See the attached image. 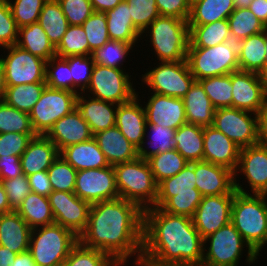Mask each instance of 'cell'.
<instances>
[{
  "mask_svg": "<svg viewBox=\"0 0 267 266\" xmlns=\"http://www.w3.org/2000/svg\"><path fill=\"white\" fill-rule=\"evenodd\" d=\"M196 188L202 195L215 196L234 194V172L208 161H195Z\"/></svg>",
  "mask_w": 267,
  "mask_h": 266,
  "instance_id": "obj_20",
  "label": "cell"
},
{
  "mask_svg": "<svg viewBox=\"0 0 267 266\" xmlns=\"http://www.w3.org/2000/svg\"><path fill=\"white\" fill-rule=\"evenodd\" d=\"M12 264L13 266H37L29 251L17 254Z\"/></svg>",
  "mask_w": 267,
  "mask_h": 266,
  "instance_id": "obj_65",
  "label": "cell"
},
{
  "mask_svg": "<svg viewBox=\"0 0 267 266\" xmlns=\"http://www.w3.org/2000/svg\"><path fill=\"white\" fill-rule=\"evenodd\" d=\"M31 229L55 223L48 197L30 192L15 210Z\"/></svg>",
  "mask_w": 267,
  "mask_h": 266,
  "instance_id": "obj_35",
  "label": "cell"
},
{
  "mask_svg": "<svg viewBox=\"0 0 267 266\" xmlns=\"http://www.w3.org/2000/svg\"><path fill=\"white\" fill-rule=\"evenodd\" d=\"M248 8L267 28V0H253Z\"/></svg>",
  "mask_w": 267,
  "mask_h": 266,
  "instance_id": "obj_63",
  "label": "cell"
},
{
  "mask_svg": "<svg viewBox=\"0 0 267 266\" xmlns=\"http://www.w3.org/2000/svg\"><path fill=\"white\" fill-rule=\"evenodd\" d=\"M14 211L8 202L7 194L4 187L0 181V214H5Z\"/></svg>",
  "mask_w": 267,
  "mask_h": 266,
  "instance_id": "obj_67",
  "label": "cell"
},
{
  "mask_svg": "<svg viewBox=\"0 0 267 266\" xmlns=\"http://www.w3.org/2000/svg\"><path fill=\"white\" fill-rule=\"evenodd\" d=\"M7 194L10 207L15 211L31 192L28 178L25 174L12 179L1 180Z\"/></svg>",
  "mask_w": 267,
  "mask_h": 266,
  "instance_id": "obj_58",
  "label": "cell"
},
{
  "mask_svg": "<svg viewBox=\"0 0 267 266\" xmlns=\"http://www.w3.org/2000/svg\"><path fill=\"white\" fill-rule=\"evenodd\" d=\"M82 27L87 36L90 55L110 40L105 13L93 12L92 15L82 24Z\"/></svg>",
  "mask_w": 267,
  "mask_h": 266,
  "instance_id": "obj_51",
  "label": "cell"
},
{
  "mask_svg": "<svg viewBox=\"0 0 267 266\" xmlns=\"http://www.w3.org/2000/svg\"><path fill=\"white\" fill-rule=\"evenodd\" d=\"M62 266H121L109 254L87 248L78 242Z\"/></svg>",
  "mask_w": 267,
  "mask_h": 266,
  "instance_id": "obj_45",
  "label": "cell"
},
{
  "mask_svg": "<svg viewBox=\"0 0 267 266\" xmlns=\"http://www.w3.org/2000/svg\"><path fill=\"white\" fill-rule=\"evenodd\" d=\"M55 223L79 237L88 225L91 204L74 192L52 191L48 196Z\"/></svg>",
  "mask_w": 267,
  "mask_h": 266,
  "instance_id": "obj_16",
  "label": "cell"
},
{
  "mask_svg": "<svg viewBox=\"0 0 267 266\" xmlns=\"http://www.w3.org/2000/svg\"><path fill=\"white\" fill-rule=\"evenodd\" d=\"M113 167L119 198L137 204L142 210L155 205L158 184L147 160L137 157Z\"/></svg>",
  "mask_w": 267,
  "mask_h": 266,
  "instance_id": "obj_5",
  "label": "cell"
},
{
  "mask_svg": "<svg viewBox=\"0 0 267 266\" xmlns=\"http://www.w3.org/2000/svg\"><path fill=\"white\" fill-rule=\"evenodd\" d=\"M203 160L224 166L235 172L239 162L240 147L213 126L204 127Z\"/></svg>",
  "mask_w": 267,
  "mask_h": 266,
  "instance_id": "obj_21",
  "label": "cell"
},
{
  "mask_svg": "<svg viewBox=\"0 0 267 266\" xmlns=\"http://www.w3.org/2000/svg\"><path fill=\"white\" fill-rule=\"evenodd\" d=\"M117 107L118 104L91 97L83 92L77 94L76 108L88 123L93 135L115 126Z\"/></svg>",
  "mask_w": 267,
  "mask_h": 266,
  "instance_id": "obj_23",
  "label": "cell"
},
{
  "mask_svg": "<svg viewBox=\"0 0 267 266\" xmlns=\"http://www.w3.org/2000/svg\"><path fill=\"white\" fill-rule=\"evenodd\" d=\"M122 1L123 0H90L94 12L102 13L114 9Z\"/></svg>",
  "mask_w": 267,
  "mask_h": 266,
  "instance_id": "obj_64",
  "label": "cell"
},
{
  "mask_svg": "<svg viewBox=\"0 0 267 266\" xmlns=\"http://www.w3.org/2000/svg\"><path fill=\"white\" fill-rule=\"evenodd\" d=\"M123 68H111L95 63L89 86L83 93L118 105L131 101L137 90L131 81V73Z\"/></svg>",
  "mask_w": 267,
  "mask_h": 266,
  "instance_id": "obj_9",
  "label": "cell"
},
{
  "mask_svg": "<svg viewBox=\"0 0 267 266\" xmlns=\"http://www.w3.org/2000/svg\"><path fill=\"white\" fill-rule=\"evenodd\" d=\"M231 223L250 248L260 256L259 252L267 245V195L235 191Z\"/></svg>",
  "mask_w": 267,
  "mask_h": 266,
  "instance_id": "obj_3",
  "label": "cell"
},
{
  "mask_svg": "<svg viewBox=\"0 0 267 266\" xmlns=\"http://www.w3.org/2000/svg\"><path fill=\"white\" fill-rule=\"evenodd\" d=\"M79 242L109 254L121 266H128L129 261L140 266L143 210L123 198L91 204L88 225Z\"/></svg>",
  "mask_w": 267,
  "mask_h": 266,
  "instance_id": "obj_1",
  "label": "cell"
},
{
  "mask_svg": "<svg viewBox=\"0 0 267 266\" xmlns=\"http://www.w3.org/2000/svg\"><path fill=\"white\" fill-rule=\"evenodd\" d=\"M45 136L56 145L60 152L67 146L89 141L94 135L88 123L75 108L56 121Z\"/></svg>",
  "mask_w": 267,
  "mask_h": 266,
  "instance_id": "obj_22",
  "label": "cell"
},
{
  "mask_svg": "<svg viewBox=\"0 0 267 266\" xmlns=\"http://www.w3.org/2000/svg\"><path fill=\"white\" fill-rule=\"evenodd\" d=\"M204 127L186 123L180 126L174 134L175 149L188 161L203 160Z\"/></svg>",
  "mask_w": 267,
  "mask_h": 266,
  "instance_id": "obj_36",
  "label": "cell"
},
{
  "mask_svg": "<svg viewBox=\"0 0 267 266\" xmlns=\"http://www.w3.org/2000/svg\"><path fill=\"white\" fill-rule=\"evenodd\" d=\"M257 74L262 86L264 96L267 100V62L264 64V67Z\"/></svg>",
  "mask_w": 267,
  "mask_h": 266,
  "instance_id": "obj_68",
  "label": "cell"
},
{
  "mask_svg": "<svg viewBox=\"0 0 267 266\" xmlns=\"http://www.w3.org/2000/svg\"><path fill=\"white\" fill-rule=\"evenodd\" d=\"M235 10L233 0H191L188 25H206L227 19Z\"/></svg>",
  "mask_w": 267,
  "mask_h": 266,
  "instance_id": "obj_34",
  "label": "cell"
},
{
  "mask_svg": "<svg viewBox=\"0 0 267 266\" xmlns=\"http://www.w3.org/2000/svg\"><path fill=\"white\" fill-rule=\"evenodd\" d=\"M19 27L7 0H0V48L16 45Z\"/></svg>",
  "mask_w": 267,
  "mask_h": 266,
  "instance_id": "obj_54",
  "label": "cell"
},
{
  "mask_svg": "<svg viewBox=\"0 0 267 266\" xmlns=\"http://www.w3.org/2000/svg\"><path fill=\"white\" fill-rule=\"evenodd\" d=\"M266 62V30L238 42L239 70L258 73Z\"/></svg>",
  "mask_w": 267,
  "mask_h": 266,
  "instance_id": "obj_32",
  "label": "cell"
},
{
  "mask_svg": "<svg viewBox=\"0 0 267 266\" xmlns=\"http://www.w3.org/2000/svg\"><path fill=\"white\" fill-rule=\"evenodd\" d=\"M160 16L175 17L187 20L191 11V0H156Z\"/></svg>",
  "mask_w": 267,
  "mask_h": 266,
  "instance_id": "obj_59",
  "label": "cell"
},
{
  "mask_svg": "<svg viewBox=\"0 0 267 266\" xmlns=\"http://www.w3.org/2000/svg\"><path fill=\"white\" fill-rule=\"evenodd\" d=\"M105 15L110 40L121 41L131 45H138L142 40V33L133 25L129 6L125 0L120 2L114 9L107 10Z\"/></svg>",
  "mask_w": 267,
  "mask_h": 266,
  "instance_id": "obj_29",
  "label": "cell"
},
{
  "mask_svg": "<svg viewBox=\"0 0 267 266\" xmlns=\"http://www.w3.org/2000/svg\"><path fill=\"white\" fill-rule=\"evenodd\" d=\"M77 93L46 86L29 113L36 135H46L53 124L76 108Z\"/></svg>",
  "mask_w": 267,
  "mask_h": 266,
  "instance_id": "obj_11",
  "label": "cell"
},
{
  "mask_svg": "<svg viewBox=\"0 0 267 266\" xmlns=\"http://www.w3.org/2000/svg\"><path fill=\"white\" fill-rule=\"evenodd\" d=\"M204 239L190 217L143 210L140 266H202Z\"/></svg>",
  "mask_w": 267,
  "mask_h": 266,
  "instance_id": "obj_2",
  "label": "cell"
},
{
  "mask_svg": "<svg viewBox=\"0 0 267 266\" xmlns=\"http://www.w3.org/2000/svg\"><path fill=\"white\" fill-rule=\"evenodd\" d=\"M78 242L71 230L54 223L31 230L28 251L37 266H62Z\"/></svg>",
  "mask_w": 267,
  "mask_h": 266,
  "instance_id": "obj_6",
  "label": "cell"
},
{
  "mask_svg": "<svg viewBox=\"0 0 267 266\" xmlns=\"http://www.w3.org/2000/svg\"><path fill=\"white\" fill-rule=\"evenodd\" d=\"M133 25L142 33L157 17L160 16L156 0H125Z\"/></svg>",
  "mask_w": 267,
  "mask_h": 266,
  "instance_id": "obj_53",
  "label": "cell"
},
{
  "mask_svg": "<svg viewBox=\"0 0 267 266\" xmlns=\"http://www.w3.org/2000/svg\"><path fill=\"white\" fill-rule=\"evenodd\" d=\"M175 132L176 130L161 125L146 124L145 137L137 149L138 157L147 160L155 154L174 150Z\"/></svg>",
  "mask_w": 267,
  "mask_h": 266,
  "instance_id": "obj_38",
  "label": "cell"
},
{
  "mask_svg": "<svg viewBox=\"0 0 267 266\" xmlns=\"http://www.w3.org/2000/svg\"><path fill=\"white\" fill-rule=\"evenodd\" d=\"M36 133L9 132L0 134V156H21Z\"/></svg>",
  "mask_w": 267,
  "mask_h": 266,
  "instance_id": "obj_55",
  "label": "cell"
},
{
  "mask_svg": "<svg viewBox=\"0 0 267 266\" xmlns=\"http://www.w3.org/2000/svg\"><path fill=\"white\" fill-rule=\"evenodd\" d=\"M46 86V82L6 86L4 102L19 111L29 114L35 103L40 99Z\"/></svg>",
  "mask_w": 267,
  "mask_h": 266,
  "instance_id": "obj_40",
  "label": "cell"
},
{
  "mask_svg": "<svg viewBox=\"0 0 267 266\" xmlns=\"http://www.w3.org/2000/svg\"><path fill=\"white\" fill-rule=\"evenodd\" d=\"M233 199L234 194L202 197L192 220L203 239L231 222Z\"/></svg>",
  "mask_w": 267,
  "mask_h": 266,
  "instance_id": "obj_17",
  "label": "cell"
},
{
  "mask_svg": "<svg viewBox=\"0 0 267 266\" xmlns=\"http://www.w3.org/2000/svg\"><path fill=\"white\" fill-rule=\"evenodd\" d=\"M144 109L147 124L161 125L162 127L177 130L187 123L185 107L182 98L150 93Z\"/></svg>",
  "mask_w": 267,
  "mask_h": 266,
  "instance_id": "obj_18",
  "label": "cell"
},
{
  "mask_svg": "<svg viewBox=\"0 0 267 266\" xmlns=\"http://www.w3.org/2000/svg\"><path fill=\"white\" fill-rule=\"evenodd\" d=\"M6 91L5 75L2 64L0 63V103L4 101Z\"/></svg>",
  "mask_w": 267,
  "mask_h": 266,
  "instance_id": "obj_69",
  "label": "cell"
},
{
  "mask_svg": "<svg viewBox=\"0 0 267 266\" xmlns=\"http://www.w3.org/2000/svg\"><path fill=\"white\" fill-rule=\"evenodd\" d=\"M48 0H7L17 26L23 27L38 22L44 4Z\"/></svg>",
  "mask_w": 267,
  "mask_h": 266,
  "instance_id": "obj_52",
  "label": "cell"
},
{
  "mask_svg": "<svg viewBox=\"0 0 267 266\" xmlns=\"http://www.w3.org/2000/svg\"><path fill=\"white\" fill-rule=\"evenodd\" d=\"M134 47L139 46L109 40L102 47L95 50L91 56L96 64L123 69V63L126 62L127 57L129 58L131 51L133 53Z\"/></svg>",
  "mask_w": 267,
  "mask_h": 266,
  "instance_id": "obj_43",
  "label": "cell"
},
{
  "mask_svg": "<svg viewBox=\"0 0 267 266\" xmlns=\"http://www.w3.org/2000/svg\"><path fill=\"white\" fill-rule=\"evenodd\" d=\"M16 45L46 62L56 56V48L38 22L19 28Z\"/></svg>",
  "mask_w": 267,
  "mask_h": 266,
  "instance_id": "obj_33",
  "label": "cell"
},
{
  "mask_svg": "<svg viewBox=\"0 0 267 266\" xmlns=\"http://www.w3.org/2000/svg\"><path fill=\"white\" fill-rule=\"evenodd\" d=\"M90 56L89 43L82 25H69L62 40L56 47V56Z\"/></svg>",
  "mask_w": 267,
  "mask_h": 266,
  "instance_id": "obj_46",
  "label": "cell"
},
{
  "mask_svg": "<svg viewBox=\"0 0 267 266\" xmlns=\"http://www.w3.org/2000/svg\"><path fill=\"white\" fill-rule=\"evenodd\" d=\"M47 86L73 92V78L69 62L65 58L52 57L46 63Z\"/></svg>",
  "mask_w": 267,
  "mask_h": 266,
  "instance_id": "obj_49",
  "label": "cell"
},
{
  "mask_svg": "<svg viewBox=\"0 0 267 266\" xmlns=\"http://www.w3.org/2000/svg\"><path fill=\"white\" fill-rule=\"evenodd\" d=\"M38 23L56 48L69 26L62 7L57 0H48L41 10Z\"/></svg>",
  "mask_w": 267,
  "mask_h": 266,
  "instance_id": "obj_39",
  "label": "cell"
},
{
  "mask_svg": "<svg viewBox=\"0 0 267 266\" xmlns=\"http://www.w3.org/2000/svg\"><path fill=\"white\" fill-rule=\"evenodd\" d=\"M74 193L90 204L119 198L114 167L77 171Z\"/></svg>",
  "mask_w": 267,
  "mask_h": 266,
  "instance_id": "obj_15",
  "label": "cell"
},
{
  "mask_svg": "<svg viewBox=\"0 0 267 266\" xmlns=\"http://www.w3.org/2000/svg\"><path fill=\"white\" fill-rule=\"evenodd\" d=\"M212 126L240 148L259 142L258 114L232 107L215 109Z\"/></svg>",
  "mask_w": 267,
  "mask_h": 266,
  "instance_id": "obj_13",
  "label": "cell"
},
{
  "mask_svg": "<svg viewBox=\"0 0 267 266\" xmlns=\"http://www.w3.org/2000/svg\"><path fill=\"white\" fill-rule=\"evenodd\" d=\"M239 173L246 177L244 179L247 180L250 190L240 184ZM234 188L243 194L267 195V146L257 143L240 148L239 162L234 172Z\"/></svg>",
  "mask_w": 267,
  "mask_h": 266,
  "instance_id": "obj_14",
  "label": "cell"
},
{
  "mask_svg": "<svg viewBox=\"0 0 267 266\" xmlns=\"http://www.w3.org/2000/svg\"><path fill=\"white\" fill-rule=\"evenodd\" d=\"M69 25H82L94 12L90 0H57Z\"/></svg>",
  "mask_w": 267,
  "mask_h": 266,
  "instance_id": "obj_57",
  "label": "cell"
},
{
  "mask_svg": "<svg viewBox=\"0 0 267 266\" xmlns=\"http://www.w3.org/2000/svg\"><path fill=\"white\" fill-rule=\"evenodd\" d=\"M253 0H233L235 9L248 8Z\"/></svg>",
  "mask_w": 267,
  "mask_h": 266,
  "instance_id": "obj_70",
  "label": "cell"
},
{
  "mask_svg": "<svg viewBox=\"0 0 267 266\" xmlns=\"http://www.w3.org/2000/svg\"><path fill=\"white\" fill-rule=\"evenodd\" d=\"M202 199L201 194H185L171 197L161 209L173 215L192 218Z\"/></svg>",
  "mask_w": 267,
  "mask_h": 266,
  "instance_id": "obj_56",
  "label": "cell"
},
{
  "mask_svg": "<svg viewBox=\"0 0 267 266\" xmlns=\"http://www.w3.org/2000/svg\"><path fill=\"white\" fill-rule=\"evenodd\" d=\"M47 174L53 191L74 192L77 170L62 156L54 160Z\"/></svg>",
  "mask_w": 267,
  "mask_h": 266,
  "instance_id": "obj_47",
  "label": "cell"
},
{
  "mask_svg": "<svg viewBox=\"0 0 267 266\" xmlns=\"http://www.w3.org/2000/svg\"><path fill=\"white\" fill-rule=\"evenodd\" d=\"M31 230L16 211L0 214V245L10 251H28Z\"/></svg>",
  "mask_w": 267,
  "mask_h": 266,
  "instance_id": "obj_27",
  "label": "cell"
},
{
  "mask_svg": "<svg viewBox=\"0 0 267 266\" xmlns=\"http://www.w3.org/2000/svg\"><path fill=\"white\" fill-rule=\"evenodd\" d=\"M59 156L56 145L44 135H37L20 157L22 172L26 176L47 171Z\"/></svg>",
  "mask_w": 267,
  "mask_h": 266,
  "instance_id": "obj_26",
  "label": "cell"
},
{
  "mask_svg": "<svg viewBox=\"0 0 267 266\" xmlns=\"http://www.w3.org/2000/svg\"><path fill=\"white\" fill-rule=\"evenodd\" d=\"M266 57H267V29H266Z\"/></svg>",
  "mask_w": 267,
  "mask_h": 266,
  "instance_id": "obj_71",
  "label": "cell"
},
{
  "mask_svg": "<svg viewBox=\"0 0 267 266\" xmlns=\"http://www.w3.org/2000/svg\"><path fill=\"white\" fill-rule=\"evenodd\" d=\"M31 192L48 197L53 191L47 171H40L27 176Z\"/></svg>",
  "mask_w": 267,
  "mask_h": 266,
  "instance_id": "obj_61",
  "label": "cell"
},
{
  "mask_svg": "<svg viewBox=\"0 0 267 266\" xmlns=\"http://www.w3.org/2000/svg\"><path fill=\"white\" fill-rule=\"evenodd\" d=\"M215 109L232 107L231 73L198 80Z\"/></svg>",
  "mask_w": 267,
  "mask_h": 266,
  "instance_id": "obj_44",
  "label": "cell"
},
{
  "mask_svg": "<svg viewBox=\"0 0 267 266\" xmlns=\"http://www.w3.org/2000/svg\"><path fill=\"white\" fill-rule=\"evenodd\" d=\"M93 138L110 166L132 161L138 157L137 148L116 125L94 134Z\"/></svg>",
  "mask_w": 267,
  "mask_h": 266,
  "instance_id": "obj_25",
  "label": "cell"
},
{
  "mask_svg": "<svg viewBox=\"0 0 267 266\" xmlns=\"http://www.w3.org/2000/svg\"><path fill=\"white\" fill-rule=\"evenodd\" d=\"M258 130L259 142L267 146V102L264 107L258 112Z\"/></svg>",
  "mask_w": 267,
  "mask_h": 266,
  "instance_id": "obj_62",
  "label": "cell"
},
{
  "mask_svg": "<svg viewBox=\"0 0 267 266\" xmlns=\"http://www.w3.org/2000/svg\"><path fill=\"white\" fill-rule=\"evenodd\" d=\"M21 156H0V181L12 179L23 174L20 161Z\"/></svg>",
  "mask_w": 267,
  "mask_h": 266,
  "instance_id": "obj_60",
  "label": "cell"
},
{
  "mask_svg": "<svg viewBox=\"0 0 267 266\" xmlns=\"http://www.w3.org/2000/svg\"><path fill=\"white\" fill-rule=\"evenodd\" d=\"M65 59L69 62L73 78V92L77 94L84 92L89 86L92 70L95 65L92 56L77 55L68 56Z\"/></svg>",
  "mask_w": 267,
  "mask_h": 266,
  "instance_id": "obj_50",
  "label": "cell"
},
{
  "mask_svg": "<svg viewBox=\"0 0 267 266\" xmlns=\"http://www.w3.org/2000/svg\"><path fill=\"white\" fill-rule=\"evenodd\" d=\"M59 155L77 171L109 166L104 153L100 150L94 138L86 142L67 146L59 152Z\"/></svg>",
  "mask_w": 267,
  "mask_h": 266,
  "instance_id": "obj_30",
  "label": "cell"
},
{
  "mask_svg": "<svg viewBox=\"0 0 267 266\" xmlns=\"http://www.w3.org/2000/svg\"><path fill=\"white\" fill-rule=\"evenodd\" d=\"M244 250L246 263L255 264L259 256L230 222L204 239L202 266H238Z\"/></svg>",
  "mask_w": 267,
  "mask_h": 266,
  "instance_id": "obj_7",
  "label": "cell"
},
{
  "mask_svg": "<svg viewBox=\"0 0 267 266\" xmlns=\"http://www.w3.org/2000/svg\"><path fill=\"white\" fill-rule=\"evenodd\" d=\"M186 61L195 81L239 70L238 43L227 41L212 47H188Z\"/></svg>",
  "mask_w": 267,
  "mask_h": 266,
  "instance_id": "obj_8",
  "label": "cell"
},
{
  "mask_svg": "<svg viewBox=\"0 0 267 266\" xmlns=\"http://www.w3.org/2000/svg\"><path fill=\"white\" fill-rule=\"evenodd\" d=\"M148 41L157 62L184 61L187 57L189 40V26L187 20L175 17H157L141 34V38ZM151 45V46H150Z\"/></svg>",
  "mask_w": 267,
  "mask_h": 266,
  "instance_id": "obj_4",
  "label": "cell"
},
{
  "mask_svg": "<svg viewBox=\"0 0 267 266\" xmlns=\"http://www.w3.org/2000/svg\"><path fill=\"white\" fill-rule=\"evenodd\" d=\"M140 98L137 92L131 101L118 105L115 124L137 149L145 137L147 124L145 109Z\"/></svg>",
  "mask_w": 267,
  "mask_h": 266,
  "instance_id": "obj_24",
  "label": "cell"
},
{
  "mask_svg": "<svg viewBox=\"0 0 267 266\" xmlns=\"http://www.w3.org/2000/svg\"><path fill=\"white\" fill-rule=\"evenodd\" d=\"M232 108L258 114L267 102L257 73L231 72Z\"/></svg>",
  "mask_w": 267,
  "mask_h": 266,
  "instance_id": "obj_19",
  "label": "cell"
},
{
  "mask_svg": "<svg viewBox=\"0 0 267 266\" xmlns=\"http://www.w3.org/2000/svg\"><path fill=\"white\" fill-rule=\"evenodd\" d=\"M7 55L0 56L6 86L45 82L46 61L17 45L4 47Z\"/></svg>",
  "mask_w": 267,
  "mask_h": 266,
  "instance_id": "obj_12",
  "label": "cell"
},
{
  "mask_svg": "<svg viewBox=\"0 0 267 266\" xmlns=\"http://www.w3.org/2000/svg\"><path fill=\"white\" fill-rule=\"evenodd\" d=\"M147 162L157 184L178 174L188 163L176 149L155 154Z\"/></svg>",
  "mask_w": 267,
  "mask_h": 266,
  "instance_id": "obj_42",
  "label": "cell"
},
{
  "mask_svg": "<svg viewBox=\"0 0 267 266\" xmlns=\"http://www.w3.org/2000/svg\"><path fill=\"white\" fill-rule=\"evenodd\" d=\"M185 194H200L196 188L194 162H188L178 174L158 184V196L153 207L161 208L171 197Z\"/></svg>",
  "mask_w": 267,
  "mask_h": 266,
  "instance_id": "obj_31",
  "label": "cell"
},
{
  "mask_svg": "<svg viewBox=\"0 0 267 266\" xmlns=\"http://www.w3.org/2000/svg\"><path fill=\"white\" fill-rule=\"evenodd\" d=\"M16 253L0 245V266H13Z\"/></svg>",
  "mask_w": 267,
  "mask_h": 266,
  "instance_id": "obj_66",
  "label": "cell"
},
{
  "mask_svg": "<svg viewBox=\"0 0 267 266\" xmlns=\"http://www.w3.org/2000/svg\"><path fill=\"white\" fill-rule=\"evenodd\" d=\"M9 132L35 133L29 114L3 101L0 103V134Z\"/></svg>",
  "mask_w": 267,
  "mask_h": 266,
  "instance_id": "obj_48",
  "label": "cell"
},
{
  "mask_svg": "<svg viewBox=\"0 0 267 266\" xmlns=\"http://www.w3.org/2000/svg\"><path fill=\"white\" fill-rule=\"evenodd\" d=\"M157 66V67H156ZM142 74L141 82L146 84L148 92L170 97L183 98L195 81L186 60L177 62H158Z\"/></svg>",
  "mask_w": 267,
  "mask_h": 266,
  "instance_id": "obj_10",
  "label": "cell"
},
{
  "mask_svg": "<svg viewBox=\"0 0 267 266\" xmlns=\"http://www.w3.org/2000/svg\"><path fill=\"white\" fill-rule=\"evenodd\" d=\"M227 20L232 41L237 43L267 29L249 8L235 9Z\"/></svg>",
  "mask_w": 267,
  "mask_h": 266,
  "instance_id": "obj_41",
  "label": "cell"
},
{
  "mask_svg": "<svg viewBox=\"0 0 267 266\" xmlns=\"http://www.w3.org/2000/svg\"><path fill=\"white\" fill-rule=\"evenodd\" d=\"M188 26L190 40L188 47L207 48L232 40L227 19L206 25Z\"/></svg>",
  "mask_w": 267,
  "mask_h": 266,
  "instance_id": "obj_37",
  "label": "cell"
},
{
  "mask_svg": "<svg viewBox=\"0 0 267 266\" xmlns=\"http://www.w3.org/2000/svg\"><path fill=\"white\" fill-rule=\"evenodd\" d=\"M187 123L202 127L212 126L215 108L199 81H194L182 98Z\"/></svg>",
  "mask_w": 267,
  "mask_h": 266,
  "instance_id": "obj_28",
  "label": "cell"
}]
</instances>
